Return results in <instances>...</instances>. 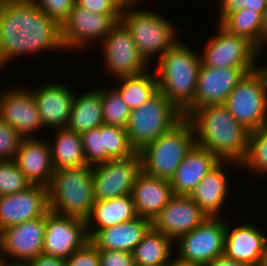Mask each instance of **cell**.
I'll list each match as a JSON object with an SVG mask.
<instances>
[{
	"mask_svg": "<svg viewBox=\"0 0 267 266\" xmlns=\"http://www.w3.org/2000/svg\"><path fill=\"white\" fill-rule=\"evenodd\" d=\"M65 51L61 25L31 0L0 2V66L35 53ZM46 51V52H45Z\"/></svg>",
	"mask_w": 267,
	"mask_h": 266,
	"instance_id": "obj_1",
	"label": "cell"
},
{
	"mask_svg": "<svg viewBox=\"0 0 267 266\" xmlns=\"http://www.w3.org/2000/svg\"><path fill=\"white\" fill-rule=\"evenodd\" d=\"M186 118L192 123L195 144L208 149L220 161L243 160L250 131L236 121L224 104L196 108Z\"/></svg>",
	"mask_w": 267,
	"mask_h": 266,
	"instance_id": "obj_2",
	"label": "cell"
},
{
	"mask_svg": "<svg viewBox=\"0 0 267 266\" xmlns=\"http://www.w3.org/2000/svg\"><path fill=\"white\" fill-rule=\"evenodd\" d=\"M181 39L155 67L158 90L187 117L194 110V95L201 68V55Z\"/></svg>",
	"mask_w": 267,
	"mask_h": 266,
	"instance_id": "obj_3",
	"label": "cell"
},
{
	"mask_svg": "<svg viewBox=\"0 0 267 266\" xmlns=\"http://www.w3.org/2000/svg\"><path fill=\"white\" fill-rule=\"evenodd\" d=\"M139 2L123 8L120 21L130 32L141 57L150 64L154 56L158 61L180 39L176 24L157 11L141 9Z\"/></svg>",
	"mask_w": 267,
	"mask_h": 266,
	"instance_id": "obj_4",
	"label": "cell"
},
{
	"mask_svg": "<svg viewBox=\"0 0 267 266\" xmlns=\"http://www.w3.org/2000/svg\"><path fill=\"white\" fill-rule=\"evenodd\" d=\"M47 191L51 212L86 221L95 201L92 167L54 170Z\"/></svg>",
	"mask_w": 267,
	"mask_h": 266,
	"instance_id": "obj_5",
	"label": "cell"
},
{
	"mask_svg": "<svg viewBox=\"0 0 267 266\" xmlns=\"http://www.w3.org/2000/svg\"><path fill=\"white\" fill-rule=\"evenodd\" d=\"M194 144L192 123L183 117L169 131L139 152L142 172L170 181Z\"/></svg>",
	"mask_w": 267,
	"mask_h": 266,
	"instance_id": "obj_6",
	"label": "cell"
},
{
	"mask_svg": "<svg viewBox=\"0 0 267 266\" xmlns=\"http://www.w3.org/2000/svg\"><path fill=\"white\" fill-rule=\"evenodd\" d=\"M183 118L159 90L137 109L131 110L125 130L135 152L169 131Z\"/></svg>",
	"mask_w": 267,
	"mask_h": 266,
	"instance_id": "obj_7",
	"label": "cell"
},
{
	"mask_svg": "<svg viewBox=\"0 0 267 266\" xmlns=\"http://www.w3.org/2000/svg\"><path fill=\"white\" fill-rule=\"evenodd\" d=\"M224 106L248 131L267 123V74L259 67L247 73L227 97Z\"/></svg>",
	"mask_w": 267,
	"mask_h": 266,
	"instance_id": "obj_8",
	"label": "cell"
},
{
	"mask_svg": "<svg viewBox=\"0 0 267 266\" xmlns=\"http://www.w3.org/2000/svg\"><path fill=\"white\" fill-rule=\"evenodd\" d=\"M226 218L209 217L198 227L180 236L175 242L176 256L184 261L206 266L224 254ZM178 245V246H177Z\"/></svg>",
	"mask_w": 267,
	"mask_h": 266,
	"instance_id": "obj_9",
	"label": "cell"
},
{
	"mask_svg": "<svg viewBox=\"0 0 267 266\" xmlns=\"http://www.w3.org/2000/svg\"><path fill=\"white\" fill-rule=\"evenodd\" d=\"M217 34L206 42L201 63L206 67L259 68V51L244 37L228 33L219 24ZM258 58V59H257Z\"/></svg>",
	"mask_w": 267,
	"mask_h": 266,
	"instance_id": "obj_10",
	"label": "cell"
},
{
	"mask_svg": "<svg viewBox=\"0 0 267 266\" xmlns=\"http://www.w3.org/2000/svg\"><path fill=\"white\" fill-rule=\"evenodd\" d=\"M121 15L95 14L77 4L61 24V38L65 52L81 50L102 42L120 21Z\"/></svg>",
	"mask_w": 267,
	"mask_h": 266,
	"instance_id": "obj_11",
	"label": "cell"
},
{
	"mask_svg": "<svg viewBox=\"0 0 267 266\" xmlns=\"http://www.w3.org/2000/svg\"><path fill=\"white\" fill-rule=\"evenodd\" d=\"M100 45L103 60H105L103 63L105 70L116 80L143 74L150 68L141 57L130 32L121 21H118Z\"/></svg>",
	"mask_w": 267,
	"mask_h": 266,
	"instance_id": "obj_12",
	"label": "cell"
},
{
	"mask_svg": "<svg viewBox=\"0 0 267 266\" xmlns=\"http://www.w3.org/2000/svg\"><path fill=\"white\" fill-rule=\"evenodd\" d=\"M142 172L138 152L124 159H112L92 167L95 200H107L131 194L137 176Z\"/></svg>",
	"mask_w": 267,
	"mask_h": 266,
	"instance_id": "obj_13",
	"label": "cell"
},
{
	"mask_svg": "<svg viewBox=\"0 0 267 266\" xmlns=\"http://www.w3.org/2000/svg\"><path fill=\"white\" fill-rule=\"evenodd\" d=\"M89 239L86 221L50 210L45 214L43 254L66 260Z\"/></svg>",
	"mask_w": 267,
	"mask_h": 266,
	"instance_id": "obj_14",
	"label": "cell"
},
{
	"mask_svg": "<svg viewBox=\"0 0 267 266\" xmlns=\"http://www.w3.org/2000/svg\"><path fill=\"white\" fill-rule=\"evenodd\" d=\"M23 87L9 86L0 91V118L23 138H32L43 130V124L31 88Z\"/></svg>",
	"mask_w": 267,
	"mask_h": 266,
	"instance_id": "obj_15",
	"label": "cell"
},
{
	"mask_svg": "<svg viewBox=\"0 0 267 266\" xmlns=\"http://www.w3.org/2000/svg\"><path fill=\"white\" fill-rule=\"evenodd\" d=\"M45 215L10 226L0 232V257L29 262L43 254Z\"/></svg>",
	"mask_w": 267,
	"mask_h": 266,
	"instance_id": "obj_16",
	"label": "cell"
},
{
	"mask_svg": "<svg viewBox=\"0 0 267 266\" xmlns=\"http://www.w3.org/2000/svg\"><path fill=\"white\" fill-rule=\"evenodd\" d=\"M256 69L258 68H213L201 63L194 95V109L206 105L224 104L243 77Z\"/></svg>",
	"mask_w": 267,
	"mask_h": 266,
	"instance_id": "obj_17",
	"label": "cell"
},
{
	"mask_svg": "<svg viewBox=\"0 0 267 266\" xmlns=\"http://www.w3.org/2000/svg\"><path fill=\"white\" fill-rule=\"evenodd\" d=\"M209 218L189 196H173L152 220V228L175 242Z\"/></svg>",
	"mask_w": 267,
	"mask_h": 266,
	"instance_id": "obj_18",
	"label": "cell"
},
{
	"mask_svg": "<svg viewBox=\"0 0 267 266\" xmlns=\"http://www.w3.org/2000/svg\"><path fill=\"white\" fill-rule=\"evenodd\" d=\"M49 211L48 191L32 185L24 191L0 196V232L10 226L44 216Z\"/></svg>",
	"mask_w": 267,
	"mask_h": 266,
	"instance_id": "obj_19",
	"label": "cell"
},
{
	"mask_svg": "<svg viewBox=\"0 0 267 266\" xmlns=\"http://www.w3.org/2000/svg\"><path fill=\"white\" fill-rule=\"evenodd\" d=\"M37 103L43 128H66L73 105L75 91L62 82L45 83L31 88Z\"/></svg>",
	"mask_w": 267,
	"mask_h": 266,
	"instance_id": "obj_20",
	"label": "cell"
},
{
	"mask_svg": "<svg viewBox=\"0 0 267 266\" xmlns=\"http://www.w3.org/2000/svg\"><path fill=\"white\" fill-rule=\"evenodd\" d=\"M226 220V236L224 255L248 266H259L265 242L266 233L254 223L247 222L239 226Z\"/></svg>",
	"mask_w": 267,
	"mask_h": 266,
	"instance_id": "obj_21",
	"label": "cell"
},
{
	"mask_svg": "<svg viewBox=\"0 0 267 266\" xmlns=\"http://www.w3.org/2000/svg\"><path fill=\"white\" fill-rule=\"evenodd\" d=\"M240 168L234 161H220L210 170L195 187L189 197L201 208L208 217H220L228 200L229 180L225 168L232 166ZM227 165V166H226ZM223 207V208H222Z\"/></svg>",
	"mask_w": 267,
	"mask_h": 266,
	"instance_id": "obj_22",
	"label": "cell"
},
{
	"mask_svg": "<svg viewBox=\"0 0 267 266\" xmlns=\"http://www.w3.org/2000/svg\"><path fill=\"white\" fill-rule=\"evenodd\" d=\"M21 172L33 185L48 187L54 173L49 142L41 138H23L15 156Z\"/></svg>",
	"mask_w": 267,
	"mask_h": 266,
	"instance_id": "obj_23",
	"label": "cell"
},
{
	"mask_svg": "<svg viewBox=\"0 0 267 266\" xmlns=\"http://www.w3.org/2000/svg\"><path fill=\"white\" fill-rule=\"evenodd\" d=\"M220 160L208 149L197 144L187 152L170 180L174 196H189Z\"/></svg>",
	"mask_w": 267,
	"mask_h": 266,
	"instance_id": "obj_24",
	"label": "cell"
},
{
	"mask_svg": "<svg viewBox=\"0 0 267 266\" xmlns=\"http://www.w3.org/2000/svg\"><path fill=\"white\" fill-rule=\"evenodd\" d=\"M152 228V220L137 217L131 221L97 230L89 241L99 250L131 252Z\"/></svg>",
	"mask_w": 267,
	"mask_h": 266,
	"instance_id": "obj_25",
	"label": "cell"
},
{
	"mask_svg": "<svg viewBox=\"0 0 267 266\" xmlns=\"http://www.w3.org/2000/svg\"><path fill=\"white\" fill-rule=\"evenodd\" d=\"M131 196L137 215L153 220L174 195L170 181L141 172L136 178Z\"/></svg>",
	"mask_w": 267,
	"mask_h": 266,
	"instance_id": "obj_26",
	"label": "cell"
},
{
	"mask_svg": "<svg viewBox=\"0 0 267 266\" xmlns=\"http://www.w3.org/2000/svg\"><path fill=\"white\" fill-rule=\"evenodd\" d=\"M137 217L131 194L107 200H95L86 220L88 236L90 238L97 230L128 222Z\"/></svg>",
	"mask_w": 267,
	"mask_h": 266,
	"instance_id": "obj_27",
	"label": "cell"
},
{
	"mask_svg": "<svg viewBox=\"0 0 267 266\" xmlns=\"http://www.w3.org/2000/svg\"><path fill=\"white\" fill-rule=\"evenodd\" d=\"M99 88V89H98ZM89 89L79 95L74 94L72 110L66 126L71 131L82 134L99 127L103 122L101 88Z\"/></svg>",
	"mask_w": 267,
	"mask_h": 266,
	"instance_id": "obj_28",
	"label": "cell"
},
{
	"mask_svg": "<svg viewBox=\"0 0 267 266\" xmlns=\"http://www.w3.org/2000/svg\"><path fill=\"white\" fill-rule=\"evenodd\" d=\"M49 141L54 170L86 166L81 134L68 128L54 129Z\"/></svg>",
	"mask_w": 267,
	"mask_h": 266,
	"instance_id": "obj_29",
	"label": "cell"
},
{
	"mask_svg": "<svg viewBox=\"0 0 267 266\" xmlns=\"http://www.w3.org/2000/svg\"><path fill=\"white\" fill-rule=\"evenodd\" d=\"M174 245L168 236L151 228L132 251L135 265L165 266L176 253Z\"/></svg>",
	"mask_w": 267,
	"mask_h": 266,
	"instance_id": "obj_30",
	"label": "cell"
},
{
	"mask_svg": "<svg viewBox=\"0 0 267 266\" xmlns=\"http://www.w3.org/2000/svg\"><path fill=\"white\" fill-rule=\"evenodd\" d=\"M117 82L113 86L130 110L140 107L158 91L157 78L151 70L140 75L119 78Z\"/></svg>",
	"mask_w": 267,
	"mask_h": 266,
	"instance_id": "obj_31",
	"label": "cell"
},
{
	"mask_svg": "<svg viewBox=\"0 0 267 266\" xmlns=\"http://www.w3.org/2000/svg\"><path fill=\"white\" fill-rule=\"evenodd\" d=\"M263 15L255 10H241L227 14L218 24L228 33L244 37L253 43L260 53V30Z\"/></svg>",
	"mask_w": 267,
	"mask_h": 266,
	"instance_id": "obj_32",
	"label": "cell"
},
{
	"mask_svg": "<svg viewBox=\"0 0 267 266\" xmlns=\"http://www.w3.org/2000/svg\"><path fill=\"white\" fill-rule=\"evenodd\" d=\"M239 166L249 170L253 176L261 177L267 173V123L250 131L247 151Z\"/></svg>",
	"mask_w": 267,
	"mask_h": 266,
	"instance_id": "obj_33",
	"label": "cell"
},
{
	"mask_svg": "<svg viewBox=\"0 0 267 266\" xmlns=\"http://www.w3.org/2000/svg\"><path fill=\"white\" fill-rule=\"evenodd\" d=\"M101 101L104 124L125 128L131 110L119 92L112 85L110 88L101 87Z\"/></svg>",
	"mask_w": 267,
	"mask_h": 266,
	"instance_id": "obj_34",
	"label": "cell"
},
{
	"mask_svg": "<svg viewBox=\"0 0 267 266\" xmlns=\"http://www.w3.org/2000/svg\"><path fill=\"white\" fill-rule=\"evenodd\" d=\"M106 162L112 159H124L135 154L125 128L101 124Z\"/></svg>",
	"mask_w": 267,
	"mask_h": 266,
	"instance_id": "obj_35",
	"label": "cell"
},
{
	"mask_svg": "<svg viewBox=\"0 0 267 266\" xmlns=\"http://www.w3.org/2000/svg\"><path fill=\"white\" fill-rule=\"evenodd\" d=\"M32 185L14 159L0 160V196L24 191Z\"/></svg>",
	"mask_w": 267,
	"mask_h": 266,
	"instance_id": "obj_36",
	"label": "cell"
},
{
	"mask_svg": "<svg viewBox=\"0 0 267 266\" xmlns=\"http://www.w3.org/2000/svg\"><path fill=\"white\" fill-rule=\"evenodd\" d=\"M86 165L93 167L106 162L101 125L81 134Z\"/></svg>",
	"mask_w": 267,
	"mask_h": 266,
	"instance_id": "obj_37",
	"label": "cell"
},
{
	"mask_svg": "<svg viewBox=\"0 0 267 266\" xmlns=\"http://www.w3.org/2000/svg\"><path fill=\"white\" fill-rule=\"evenodd\" d=\"M23 137L0 118V160H13Z\"/></svg>",
	"mask_w": 267,
	"mask_h": 266,
	"instance_id": "obj_38",
	"label": "cell"
},
{
	"mask_svg": "<svg viewBox=\"0 0 267 266\" xmlns=\"http://www.w3.org/2000/svg\"><path fill=\"white\" fill-rule=\"evenodd\" d=\"M49 18L60 25L68 18L70 11L76 5V0H31Z\"/></svg>",
	"mask_w": 267,
	"mask_h": 266,
	"instance_id": "obj_39",
	"label": "cell"
},
{
	"mask_svg": "<svg viewBox=\"0 0 267 266\" xmlns=\"http://www.w3.org/2000/svg\"><path fill=\"white\" fill-rule=\"evenodd\" d=\"M219 23L227 14L243 9L255 10L262 15L267 10V0H218Z\"/></svg>",
	"mask_w": 267,
	"mask_h": 266,
	"instance_id": "obj_40",
	"label": "cell"
},
{
	"mask_svg": "<svg viewBox=\"0 0 267 266\" xmlns=\"http://www.w3.org/2000/svg\"><path fill=\"white\" fill-rule=\"evenodd\" d=\"M65 261L66 266H100L99 249L88 241Z\"/></svg>",
	"mask_w": 267,
	"mask_h": 266,
	"instance_id": "obj_41",
	"label": "cell"
},
{
	"mask_svg": "<svg viewBox=\"0 0 267 266\" xmlns=\"http://www.w3.org/2000/svg\"><path fill=\"white\" fill-rule=\"evenodd\" d=\"M76 4L101 15H121L123 9L115 0H76Z\"/></svg>",
	"mask_w": 267,
	"mask_h": 266,
	"instance_id": "obj_42",
	"label": "cell"
},
{
	"mask_svg": "<svg viewBox=\"0 0 267 266\" xmlns=\"http://www.w3.org/2000/svg\"><path fill=\"white\" fill-rule=\"evenodd\" d=\"M100 266H136L133 254L118 250H99Z\"/></svg>",
	"mask_w": 267,
	"mask_h": 266,
	"instance_id": "obj_43",
	"label": "cell"
},
{
	"mask_svg": "<svg viewBox=\"0 0 267 266\" xmlns=\"http://www.w3.org/2000/svg\"><path fill=\"white\" fill-rule=\"evenodd\" d=\"M28 263L30 266H66L64 259L45 254H40Z\"/></svg>",
	"mask_w": 267,
	"mask_h": 266,
	"instance_id": "obj_44",
	"label": "cell"
},
{
	"mask_svg": "<svg viewBox=\"0 0 267 266\" xmlns=\"http://www.w3.org/2000/svg\"><path fill=\"white\" fill-rule=\"evenodd\" d=\"M206 266H248L232 258L227 257L226 255H221L211 262H209Z\"/></svg>",
	"mask_w": 267,
	"mask_h": 266,
	"instance_id": "obj_45",
	"label": "cell"
},
{
	"mask_svg": "<svg viewBox=\"0 0 267 266\" xmlns=\"http://www.w3.org/2000/svg\"><path fill=\"white\" fill-rule=\"evenodd\" d=\"M267 45V10L263 14L262 27L260 30V52Z\"/></svg>",
	"mask_w": 267,
	"mask_h": 266,
	"instance_id": "obj_46",
	"label": "cell"
},
{
	"mask_svg": "<svg viewBox=\"0 0 267 266\" xmlns=\"http://www.w3.org/2000/svg\"><path fill=\"white\" fill-rule=\"evenodd\" d=\"M165 266H202L201 264H197L194 262L184 261L177 256H173Z\"/></svg>",
	"mask_w": 267,
	"mask_h": 266,
	"instance_id": "obj_47",
	"label": "cell"
},
{
	"mask_svg": "<svg viewBox=\"0 0 267 266\" xmlns=\"http://www.w3.org/2000/svg\"><path fill=\"white\" fill-rule=\"evenodd\" d=\"M0 266H30L28 262L10 261L7 259L0 260Z\"/></svg>",
	"mask_w": 267,
	"mask_h": 266,
	"instance_id": "obj_48",
	"label": "cell"
},
{
	"mask_svg": "<svg viewBox=\"0 0 267 266\" xmlns=\"http://www.w3.org/2000/svg\"><path fill=\"white\" fill-rule=\"evenodd\" d=\"M122 8L134 4L137 0H115Z\"/></svg>",
	"mask_w": 267,
	"mask_h": 266,
	"instance_id": "obj_49",
	"label": "cell"
},
{
	"mask_svg": "<svg viewBox=\"0 0 267 266\" xmlns=\"http://www.w3.org/2000/svg\"><path fill=\"white\" fill-rule=\"evenodd\" d=\"M259 266H267V239L264 246V251L262 255V259Z\"/></svg>",
	"mask_w": 267,
	"mask_h": 266,
	"instance_id": "obj_50",
	"label": "cell"
},
{
	"mask_svg": "<svg viewBox=\"0 0 267 266\" xmlns=\"http://www.w3.org/2000/svg\"><path fill=\"white\" fill-rule=\"evenodd\" d=\"M260 67L266 72V74H267V65L265 66V65H260Z\"/></svg>",
	"mask_w": 267,
	"mask_h": 266,
	"instance_id": "obj_51",
	"label": "cell"
}]
</instances>
